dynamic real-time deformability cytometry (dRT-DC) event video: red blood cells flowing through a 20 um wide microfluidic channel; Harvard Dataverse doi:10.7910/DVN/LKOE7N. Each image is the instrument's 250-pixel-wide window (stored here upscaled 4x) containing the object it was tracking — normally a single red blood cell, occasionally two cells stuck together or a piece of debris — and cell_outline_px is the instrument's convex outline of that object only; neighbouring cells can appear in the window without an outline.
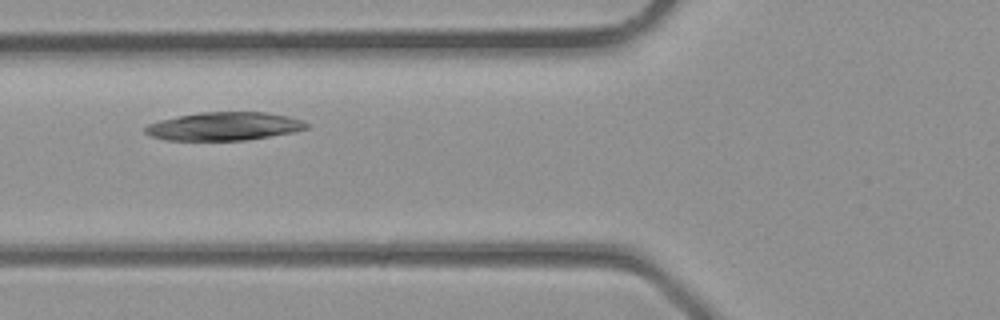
{"species": "common noctule bat (a hibernating species)", "species_latin": "Nyctalus noctula", "temperature_condition": "room temperature", "stored_images_in_passage": 2, "camera_frame_rate_fps": 3000, "um_per_image_px": 0.085, "animal": {"sex": "male", "body_mass_g": 23.1, "forearm_length_mm": 52.7}, "frame": {"image": 1, "passage_image": 2, "time_ms": 0.333, "image_size_px": [1000, 320], "cell_outline_px": [[308, 128], [292, 132], [248, 140], [164, 140], [152, 136], [144, 132], [144, 128], [148, 124], [160, 120], [200, 112], [264, 112], [288, 116], [304, 120], [308, 124]], "centroid_in_image_um": [19.06, 10.73], "position_along_channel_um": 106.7, "area_um2": 26.47}}